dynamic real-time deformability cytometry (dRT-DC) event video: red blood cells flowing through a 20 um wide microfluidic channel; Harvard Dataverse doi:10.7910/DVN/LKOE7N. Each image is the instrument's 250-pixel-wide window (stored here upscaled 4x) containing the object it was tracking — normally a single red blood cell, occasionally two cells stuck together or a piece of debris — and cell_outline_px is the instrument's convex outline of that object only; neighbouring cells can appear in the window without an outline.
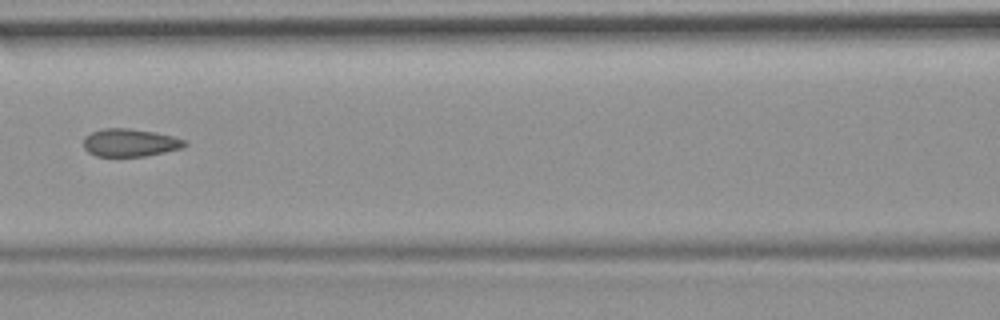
{"species": "common noctule bat (a hibernating species)", "species_latin": "Nyctalus noctula", "temperature_condition": "room temperature", "stored_images_in_passage": 9, "camera_frame_rate_fps": 3000, "um_per_image_px": 0.085, "animal": {"sex": "female", "body_mass_g": 19.9}, "frame": {"image": 1, "passage_image": 6, "time_ms": 1.667, "image_size_px": [1000, 320], "cell_outline_px": [[188, 144], [184, 148], [144, 156], [96, 156], [88, 152], [84, 148], [84, 136], [92, 132], [104, 128], [128, 128], [156, 132], [188, 140]], "centroid_in_image_um": [11.08, 12.12], "position_along_channel_um": 155.5, "area_um2": 16.53}}
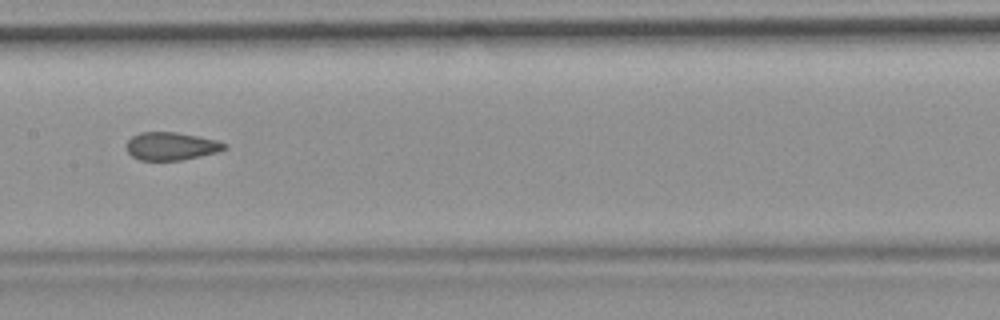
{"frame": {"image": 2, "passage_image": 7, "time_ms": 2.0, "image_size_px": [1000, 320], "cell_outline_px": [[228, 148], [216, 152], [200, 156], [180, 160], [140, 160], [132, 156], [128, 152], [128, 140], [132, 136], [140, 132], [176, 132], [216, 140], [228, 144]], "centroid_in_image_um": [14.57, 12.42], "position_along_channel_um": 192.8, "area_um2": 15.78}}